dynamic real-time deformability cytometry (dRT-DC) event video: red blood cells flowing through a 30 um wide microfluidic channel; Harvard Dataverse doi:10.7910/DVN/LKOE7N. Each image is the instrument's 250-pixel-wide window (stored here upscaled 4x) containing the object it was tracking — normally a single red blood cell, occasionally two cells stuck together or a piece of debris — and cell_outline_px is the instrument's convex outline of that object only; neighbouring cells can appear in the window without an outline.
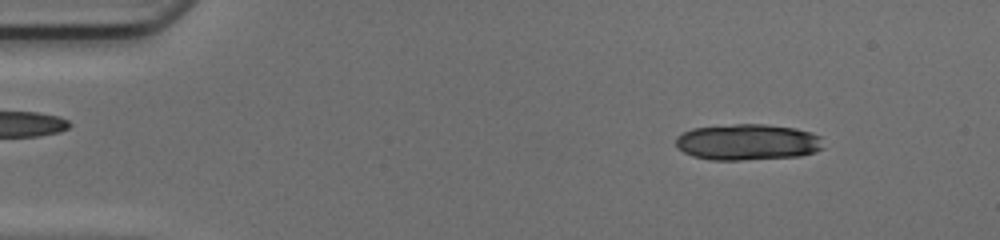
{"species": "common noctule bat (a hibernating species)", "species_latin": "Nyctalus noctula", "temperature_condition": "cold", "stored_images_in_passage": 17, "camera_frame_rate_fps": 3000, "um_per_image_px": 0.085, "animal": {"sex": "female", "body_mass_g": 17.0, "forearm_length_mm": 48.0}, "frame": {"image": 1, "passage_image": 6, "time_ms": 1.667, "image_size_px": [1000, 240], "cell_outline_px": [[824, 148], [816, 152], [800, 156], [740, 160], [712, 160], [692, 156], [684, 152], [676, 144], [676, 136], [680, 132], [692, 128], [732, 124], [764, 124], [796, 128], [812, 132], [820, 136]], "centroid_in_image_um": [63.55, 12.07], "position_along_channel_um": 21.4, "area_um2": 31.39}}